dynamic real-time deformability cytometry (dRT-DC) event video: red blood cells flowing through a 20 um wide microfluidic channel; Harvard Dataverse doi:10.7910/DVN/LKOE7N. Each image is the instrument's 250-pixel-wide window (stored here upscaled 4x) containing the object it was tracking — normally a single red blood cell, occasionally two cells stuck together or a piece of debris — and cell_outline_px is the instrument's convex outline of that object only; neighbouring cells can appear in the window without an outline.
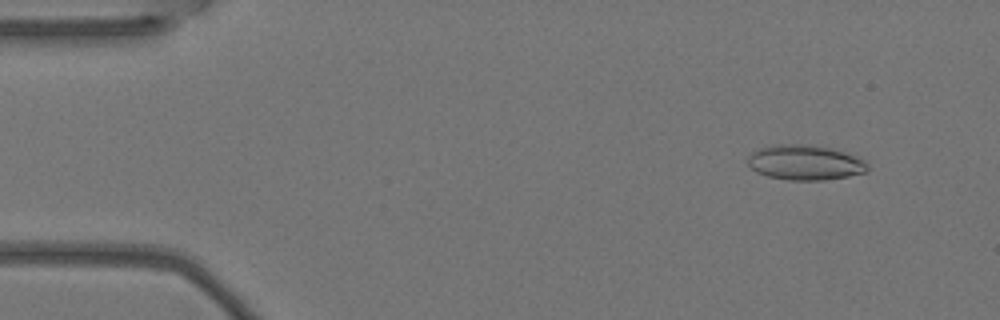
{"species": "Egyptian fruit bat (a non-hibernating species)", "species_latin": "Rousettus aegyptiacus", "temperature_condition": "warm", "stored_images_in_passage": 4, "camera_frame_rate_fps": 3000, "um_per_image_px": 0.085, "animal": {"sex": "female"}, "frame": {"image": 1, "passage_image": 2, "time_ms": 0.333, "image_size_px": [1000, 320], "cell_outline_px": [[868, 168], [864, 172], [848, 176], [824, 180], [788, 180], [768, 176], [756, 172], [748, 164], [748, 156], [752, 152], [760, 148], [772, 144], [804, 144], [832, 148], [844, 152], [864, 160], [868, 164]], "centroid_in_image_um": [68.4, 13.81], "position_along_channel_um": 16.6, "area_um2": 24.39}}